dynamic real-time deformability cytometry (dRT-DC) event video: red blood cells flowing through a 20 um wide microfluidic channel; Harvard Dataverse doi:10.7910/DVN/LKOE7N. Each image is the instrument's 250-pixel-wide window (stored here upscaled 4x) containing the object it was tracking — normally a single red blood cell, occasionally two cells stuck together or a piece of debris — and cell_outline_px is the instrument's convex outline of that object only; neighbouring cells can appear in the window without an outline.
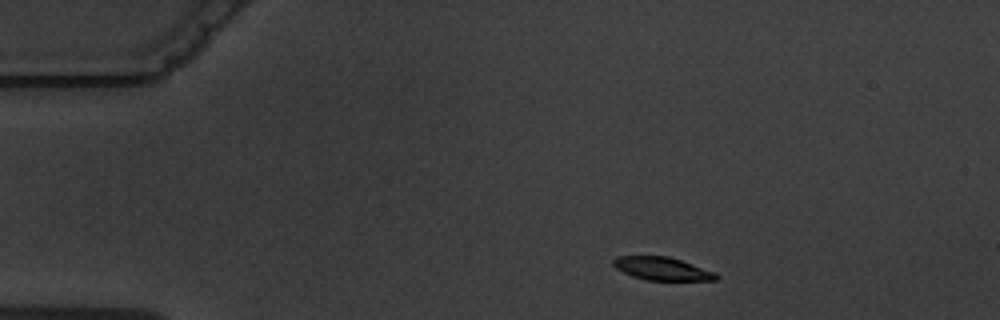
{"species": "common noctule bat (a hibernating species)", "species_latin": "Nyctalus noctula", "temperature_condition": "warm", "stored_images_in_passage": 4, "camera_frame_rate_fps": 3000, "um_per_image_px": 0.085, "animal": {"sex": "male", "body_mass_g": 19.5, "forearm_length_mm": 54.6}, "frame": {"image": 1, "passage_image": 2, "time_ms": 1.0, "image_size_px": [1000, 320], "cell_outline_px": [[720, 276], [716, 280], [648, 280], [632, 276], [616, 268], [612, 264], [612, 260], [616, 256], [668, 256], [716, 272]], "centroid_in_image_um": [56.28, 22.83], "position_along_channel_um": 28.7, "area_um2": 13.76}}